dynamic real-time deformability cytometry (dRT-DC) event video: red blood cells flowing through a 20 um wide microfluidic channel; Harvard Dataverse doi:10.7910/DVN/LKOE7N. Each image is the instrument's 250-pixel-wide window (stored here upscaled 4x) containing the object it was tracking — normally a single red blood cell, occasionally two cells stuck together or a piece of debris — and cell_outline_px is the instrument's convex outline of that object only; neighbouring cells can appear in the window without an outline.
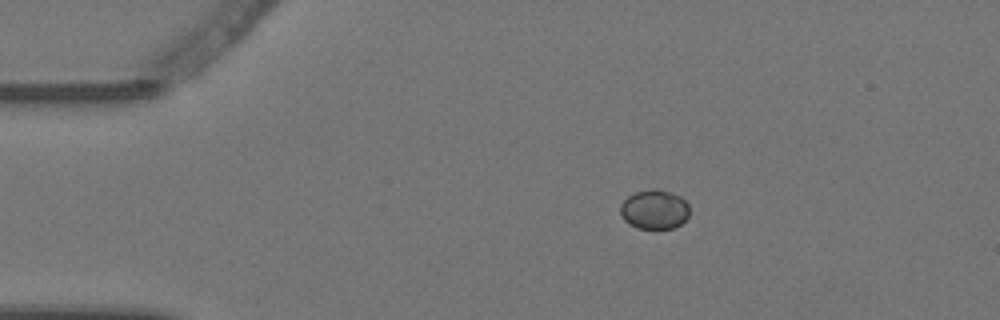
{"species": "Egyptian fruit bat (a non-hibernating species)", "species_latin": "Rousettus aegyptiacus", "temperature_condition": "warm", "stored_images_in_passage": 3, "camera_frame_rate_fps": 3000, "um_per_image_px": 0.085, "animal": {"sex": "female"}, "frame": {"image": 1, "passage_image": 1, "time_ms": 0.0, "image_size_px": [1000, 320], "cell_outline_px": [[688, 216], [680, 224], [672, 228], [636, 228], [628, 224], [620, 216], [620, 204], [628, 196], [636, 192], [652, 188], [656, 188], [672, 192], [680, 196], [688, 204]], "centroid_in_image_um": [55.59, 17.79], "position_along_channel_um": 29.4, "area_um2": 15.95}}